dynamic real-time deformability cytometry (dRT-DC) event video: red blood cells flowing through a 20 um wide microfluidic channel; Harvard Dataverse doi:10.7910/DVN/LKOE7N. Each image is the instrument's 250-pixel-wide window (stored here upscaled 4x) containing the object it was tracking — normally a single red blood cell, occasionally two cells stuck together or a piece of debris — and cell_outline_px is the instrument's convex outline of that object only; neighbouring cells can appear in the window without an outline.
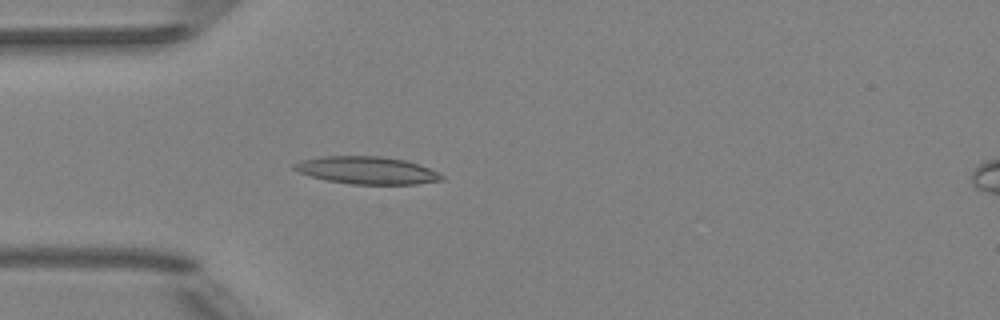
{"species": "Egyptian fruit bat (a non-hibernating species)", "species_latin": "Rousettus aegyptiacus", "temperature_condition": "room temperature", "stored_images_in_passage": 3, "camera_frame_rate_fps": 3000, "um_per_image_px": 0.085, "animal": {"sex": "female"}, "frame": {"image": 1, "passage_image": 3, "time_ms": 2.333, "image_size_px": [1000, 320], "cell_outline_px": [[444, 180], [416, 184], [352, 184], [328, 180], [312, 176], [300, 172], [292, 168], [292, 164], [304, 160], [320, 156], [380, 156], [404, 160], [420, 164], [444, 176]], "centroid_in_image_um": [31.21, 14.47], "position_along_channel_um": 53.8, "area_um2": 23.41}}